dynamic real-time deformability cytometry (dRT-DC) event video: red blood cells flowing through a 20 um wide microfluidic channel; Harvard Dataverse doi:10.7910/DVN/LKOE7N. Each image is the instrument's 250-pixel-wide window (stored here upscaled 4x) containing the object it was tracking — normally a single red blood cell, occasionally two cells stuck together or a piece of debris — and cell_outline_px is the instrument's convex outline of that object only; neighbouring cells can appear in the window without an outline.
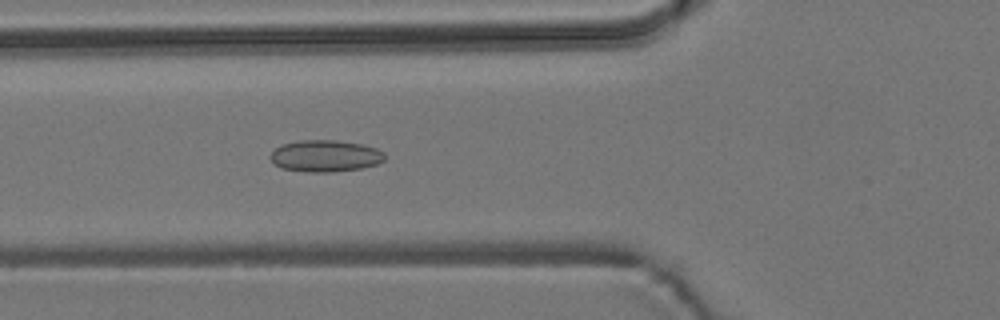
{"species": "common noctule bat (a hibernating species)", "species_latin": "Nyctalus noctula", "temperature_condition": "room temperature", "stored_images_in_passage": 6, "camera_frame_rate_fps": 3000, "um_per_image_px": 0.085, "animal": {"sex": "male", "body_mass_g": 19.2, "forearm_length_mm": 51.8}, "frame": {"image": 1, "passage_image": 6, "time_ms": 6.333, "image_size_px": [1000, 320], "cell_outline_px": [[384, 160], [376, 164], [360, 168], [332, 172], [308, 172], [280, 168], [268, 156], [280, 144], [300, 140], [336, 140], [360, 144], [376, 148], [384, 152]], "centroid_in_image_um": [27.62, 13.25], "position_along_channel_um": 98.2, "area_um2": 21.1}}